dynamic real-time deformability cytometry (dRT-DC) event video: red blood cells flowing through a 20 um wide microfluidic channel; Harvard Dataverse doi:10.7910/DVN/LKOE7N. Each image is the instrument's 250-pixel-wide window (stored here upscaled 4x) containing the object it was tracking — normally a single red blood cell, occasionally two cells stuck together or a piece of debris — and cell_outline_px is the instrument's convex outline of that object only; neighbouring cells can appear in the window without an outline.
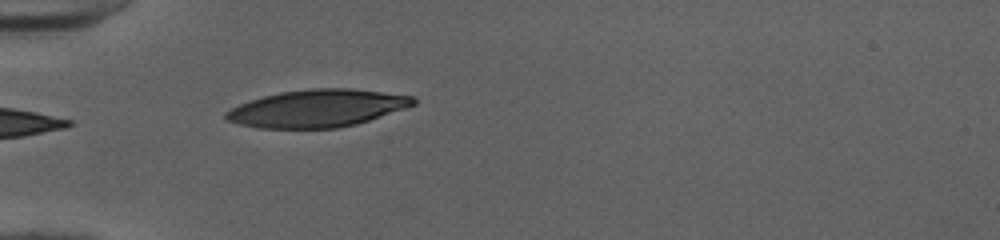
{"species": "human", "species_latin": "Homo sapiens", "temperature_condition": "cold", "stored_images_in_passage": 5, "camera_frame_rate_fps": 3000, "um_per_image_px": 0.085, "donor": {"sex": "female"}, "frame": {"image": 1, "passage_image": 1, "time_ms": 0.0, "image_size_px": [1000, 240], "cell_outline_px": [[416, 104], [356, 124], [336, 128], [256, 128], [224, 120], [224, 112], [240, 104], [264, 96], [280, 92], [308, 88], [352, 88], [412, 96], [416, 100]], "centroid_in_image_um": [26.93, 9.21], "position_along_channel_um": 58.1, "area_um2": 40.69}}
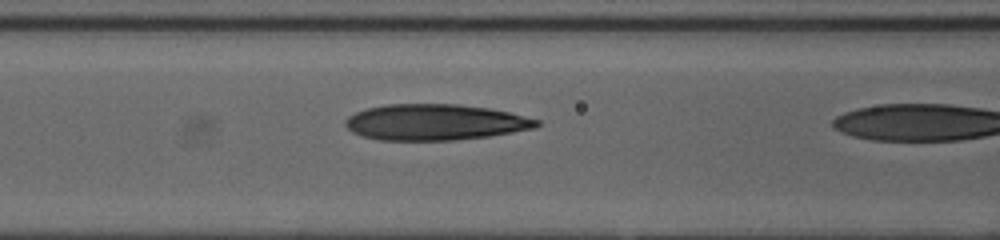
{"frame": {"image": 2, "passage_image": 4, "time_ms": 1.0, "image_size_px": [1000, 240], "cell_outline_px": [[540, 124], [536, 128], [488, 136], [456, 140], [380, 140], [360, 136], [352, 132], [344, 124], [344, 120], [348, 116], [364, 108], [384, 104], [460, 104], [488, 108], [508, 112], [540, 120]], "centroid_in_image_um": [36.94, 10.38], "position_along_channel_um": 129.7, "area_um2": 40.34}}